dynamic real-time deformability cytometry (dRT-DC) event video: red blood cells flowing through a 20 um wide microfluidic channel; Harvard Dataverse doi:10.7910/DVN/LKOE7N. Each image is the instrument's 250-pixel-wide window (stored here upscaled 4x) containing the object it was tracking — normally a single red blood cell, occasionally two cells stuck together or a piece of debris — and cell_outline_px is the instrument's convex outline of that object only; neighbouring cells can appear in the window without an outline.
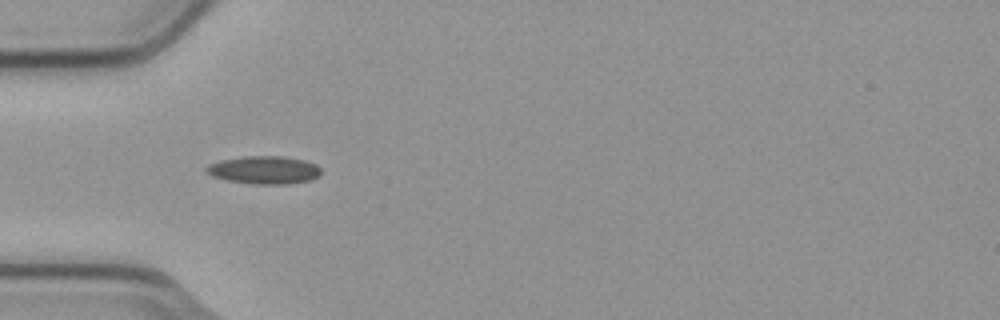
{"species": "common noctule bat (a hibernating species)", "species_latin": "Nyctalus noctula", "temperature_condition": "cold", "stored_images_in_passage": 5, "camera_frame_rate_fps": 3000, "um_per_image_px": 0.085, "animal": {"sex": "male", "body_mass_g": 23.1, "forearm_length_mm": 52.7}, "frame": {"image": 1, "passage_image": 4, "time_ms": 1.0, "image_size_px": [1000, 320], "cell_outline_px": [[320, 176], [312, 180], [288, 184], [256, 184], [228, 180], [212, 176], [204, 168], [208, 164], [220, 160], [248, 156], [280, 156], [304, 160], [316, 164], [320, 168]], "centroid_in_image_um": [22.48, 14.45], "position_along_channel_um": 62.5, "area_um2": 18.61}}
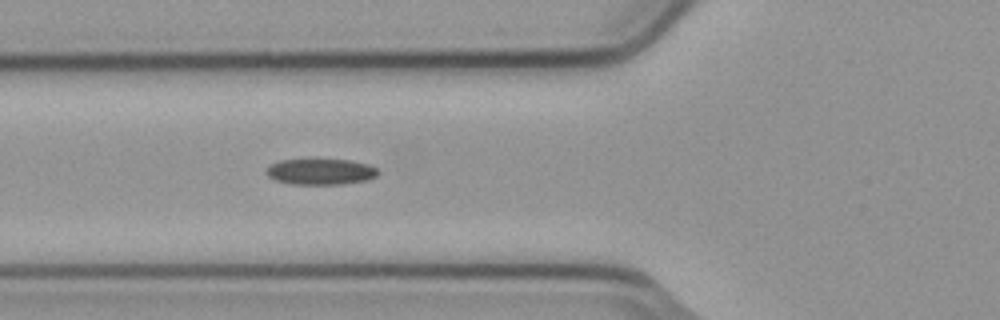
{"frame": {"image": 2, "passage_image": 5, "time_ms": 1.333, "image_size_px": [1000, 320], "cell_outline_px": [[380, 172], [376, 176], [368, 180], [344, 184], [292, 184], [276, 180], [268, 176], [268, 168], [272, 164], [280, 160], [352, 160], [368, 164], [376, 168]], "centroid_in_image_um": [27.32, 14.6], "position_along_channel_um": 98.5, "area_um2": 16.7}}